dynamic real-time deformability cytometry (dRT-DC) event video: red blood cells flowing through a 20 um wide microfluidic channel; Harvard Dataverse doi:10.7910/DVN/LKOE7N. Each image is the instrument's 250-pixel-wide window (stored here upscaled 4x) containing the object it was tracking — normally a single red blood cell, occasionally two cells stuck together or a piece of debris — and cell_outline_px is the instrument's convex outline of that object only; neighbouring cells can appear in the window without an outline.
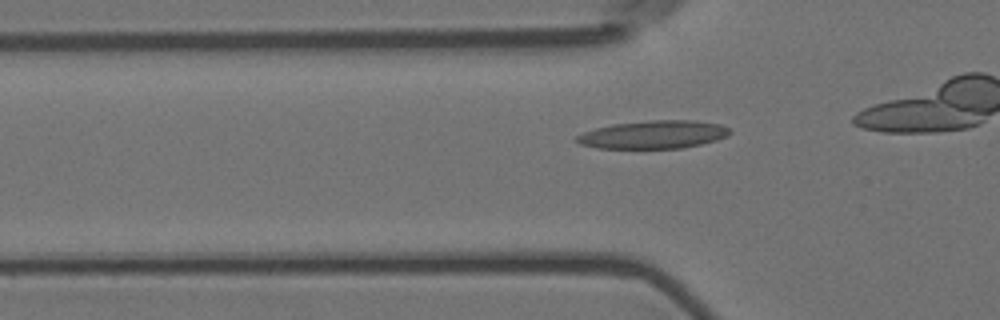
{"species": "Egyptian fruit bat (a non-hibernating species)", "species_latin": "Rousettus aegyptiacus", "temperature_condition": "room temperature", "stored_images_in_passage": 21, "camera_frame_rate_fps": 3000, "um_per_image_px": 0.085, "animal": {"sex": "female"}, "frame": {"image": 1, "passage_image": 15, "time_ms": 4.667, "image_size_px": [1000, 320], "cell_outline_px": [[732, 132], [716, 140], [684, 148], [596, 148], [580, 144], [576, 140], [576, 136], [584, 132], [596, 128], [612, 124], [652, 120], [692, 120], [720, 124], [728, 128]], "centroid_in_image_um": [55.53, 11.44], "position_along_channel_um": 70.3, "area_um2": 24.85}}